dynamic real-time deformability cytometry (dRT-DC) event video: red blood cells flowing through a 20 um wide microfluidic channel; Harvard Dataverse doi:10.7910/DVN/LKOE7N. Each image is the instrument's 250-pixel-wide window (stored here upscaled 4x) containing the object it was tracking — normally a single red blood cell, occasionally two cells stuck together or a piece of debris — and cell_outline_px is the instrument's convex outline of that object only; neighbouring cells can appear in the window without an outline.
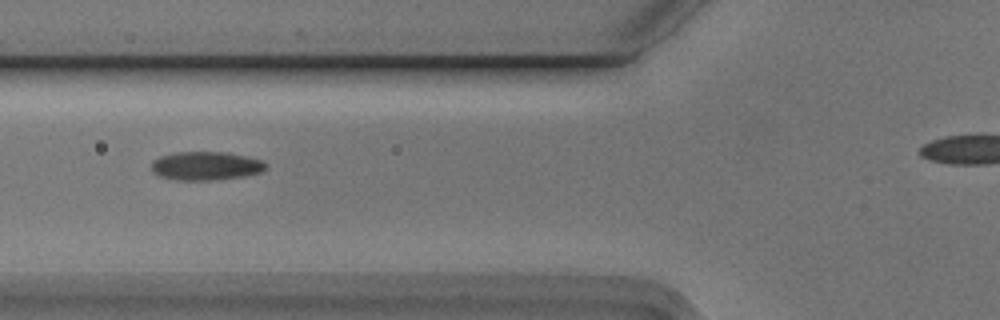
{"species": "Egyptian fruit bat (a non-hibernating species)", "species_latin": "Rousettus aegyptiacus", "temperature_condition": "cold", "stored_images_in_passage": 4, "camera_frame_rate_fps": 3000, "um_per_image_px": 0.085, "animal": {"sex": "male"}, "frame": {"image": 1, "passage_image": 2, "time_ms": 0.333, "image_size_px": [1000, 320], "cell_outline_px": [[268, 164], [260, 172], [244, 176], [208, 180], [176, 180], [160, 176], [152, 172], [152, 160], [160, 156], [176, 152], [224, 152], [248, 156], [260, 160]], "centroid_in_image_um": [17.47, 14.09], "position_along_channel_um": 108.3, "area_um2": 18.96}}
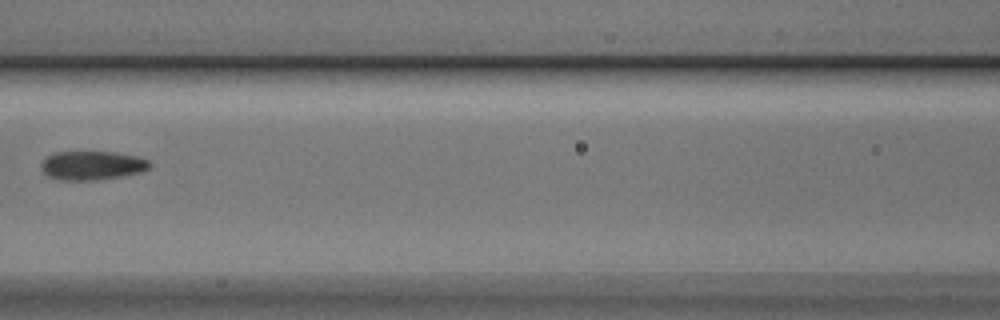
{"frame": {"image": 2, "passage_image": 3, "time_ms": 0.667, "image_size_px": [1000, 320], "cell_outline_px": [[152, 164], [148, 168], [140, 172], [120, 176], [96, 180], [60, 180], [48, 176], [40, 168], [40, 164], [48, 156], [56, 152], [116, 152], [140, 156], [148, 160]], "centroid_in_image_um": [7.84, 14.06], "position_along_channel_um": 158.8, "area_um2": 18.26}}
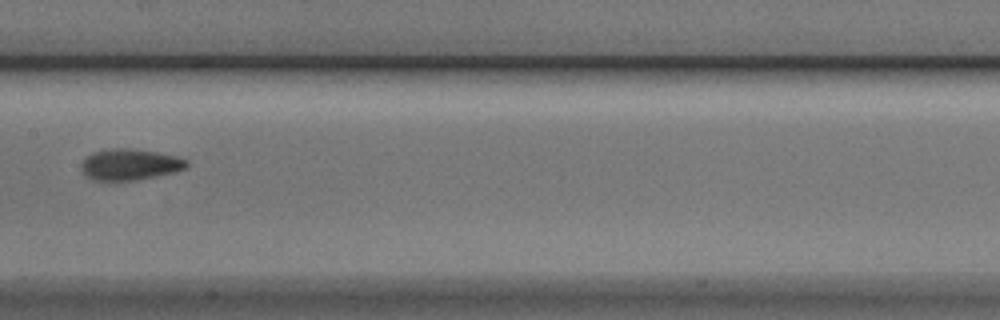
{"frame": {"image": 3, "passage_image": 4, "time_ms": 1.0, "image_size_px": [1000, 320], "cell_outline_px": [[188, 168], [176, 172], [136, 180], [92, 180], [80, 168], [80, 164], [92, 152], [112, 148], [128, 148], [156, 152], [176, 156], [188, 160]], "centroid_in_image_um": [11.07, 13.98], "position_along_channel_um": 196.3, "area_um2": 19.13}}